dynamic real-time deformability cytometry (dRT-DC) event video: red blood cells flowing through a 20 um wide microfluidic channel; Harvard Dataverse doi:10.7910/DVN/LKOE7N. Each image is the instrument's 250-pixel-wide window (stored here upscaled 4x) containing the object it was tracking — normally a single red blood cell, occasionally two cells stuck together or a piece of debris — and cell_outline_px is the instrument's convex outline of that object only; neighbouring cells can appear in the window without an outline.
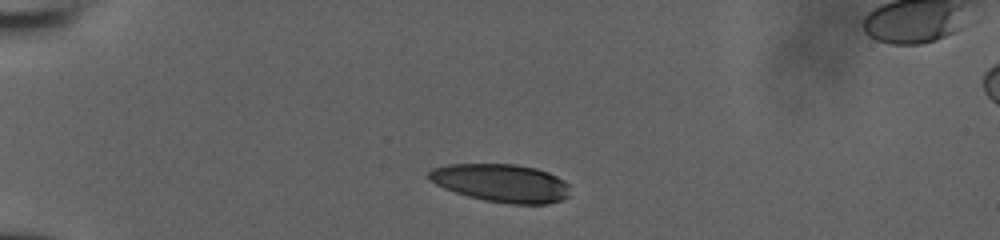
{"species": "human", "species_latin": "Homo sapiens", "temperature_condition": "room temperature", "stored_images_in_passage": 39, "camera_frame_rate_fps": 3000, "um_per_image_px": 0.085, "donor": {"sex": "male"}, "frame": {"image": 1, "passage_image": 1, "time_ms": 0.0, "image_size_px": [1000, 240], "cell_outline_px": [[568, 196], [560, 200], [548, 204], [508, 204], [484, 200], [468, 196], [444, 188], [428, 180], [428, 172], [432, 168], [448, 164], [516, 164], [536, 168], [548, 172], [564, 180], [568, 184]], "centroid_in_image_um": [42.59, 15.55], "position_along_channel_um": 42.4, "area_um2": 31.39}}
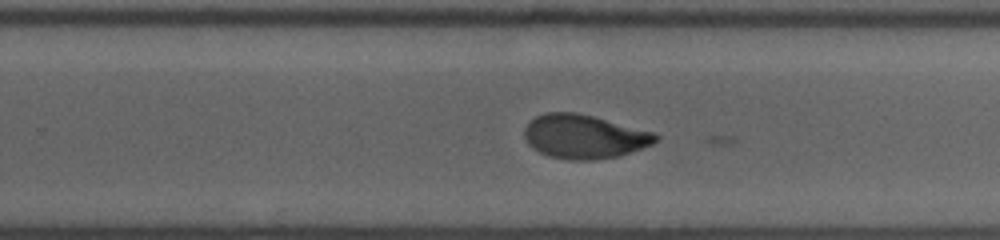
{"frame": {"image": 2, "passage_image": 22, "time_ms": 7.0, "image_size_px": [1000, 240], "cell_outline_px": [[660, 136], [652, 144], [616, 156], [596, 160], [568, 160], [548, 156], [532, 148], [528, 144], [524, 136], [524, 128], [536, 116], [544, 112], [576, 112], [656, 132]], "centroid_in_image_um": [49.63, 11.6], "position_along_channel_um": 280.2, "area_um2": 33.52}}
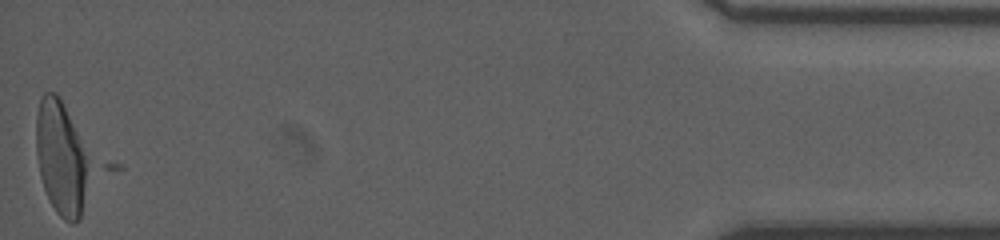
{"frame": {"image": 3, "passage_image": 39, "time_ms": 12.667, "image_size_px": [1000, 240], "cell_outline_px": [[92, 168], [80, 216], [72, 224], [64, 220], [56, 212], [44, 188], [40, 176], [36, 152], [36, 116], [40, 96], [44, 92], [56, 92], [60, 96], [92, 164]], "centroid_in_image_um": [5.21, 13.41], "position_along_channel_um": 430.0, "area_um2": 35.49}}